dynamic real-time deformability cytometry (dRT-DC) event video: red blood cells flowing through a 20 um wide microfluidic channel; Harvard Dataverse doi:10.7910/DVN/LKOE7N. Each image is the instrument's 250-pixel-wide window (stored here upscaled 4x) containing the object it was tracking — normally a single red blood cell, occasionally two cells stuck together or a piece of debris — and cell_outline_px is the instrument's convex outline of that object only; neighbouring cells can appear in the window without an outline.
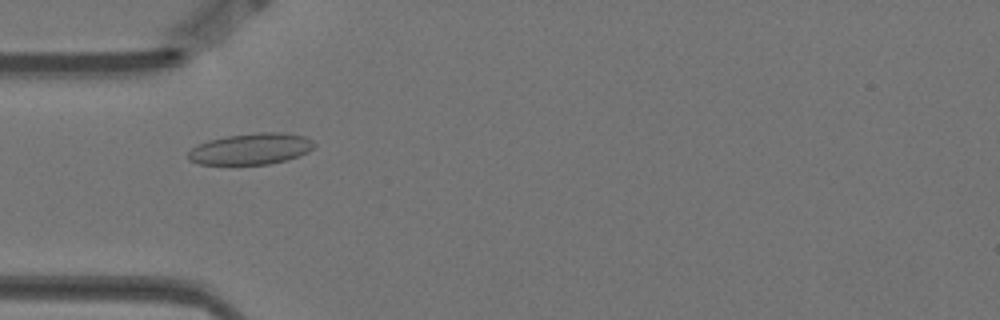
{"species": "Egyptian fruit bat (a non-hibernating species)", "species_latin": "Rousettus aegyptiacus", "temperature_condition": "warm", "stored_images_in_passage": 57, "camera_frame_rate_fps": 3000, "um_per_image_px": 0.085, "animal": {"sex": "female"}, "frame": {"image": 1, "passage_image": 17, "time_ms": 5.333, "image_size_px": [1000, 320], "cell_outline_px": [[316, 144], [308, 152], [288, 160], [268, 164], [200, 164], [188, 160], [188, 152], [192, 148], [208, 140], [228, 136], [260, 132], [284, 132], [304, 136], [312, 140]], "centroid_in_image_um": [21.36, 12.65], "position_along_channel_um": 63.6, "area_um2": 22.89}}
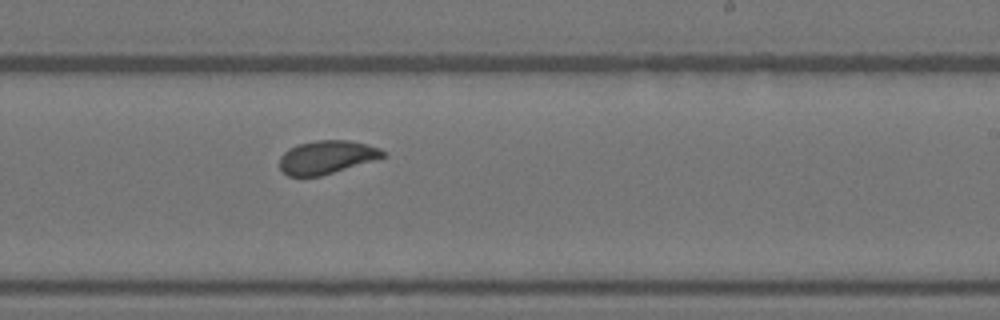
{"frame": {"image": 2, "passage_image": 34, "time_ms": 11.0, "image_size_px": [1000, 320], "cell_outline_px": [[388, 156], [320, 176], [288, 176], [280, 168], [280, 156], [288, 148], [296, 144], [316, 140], [348, 140], [368, 144], [380, 148]], "centroid_in_image_um": [27.77, 13.34], "position_along_channel_um": 261.2, "area_um2": 20.11}}
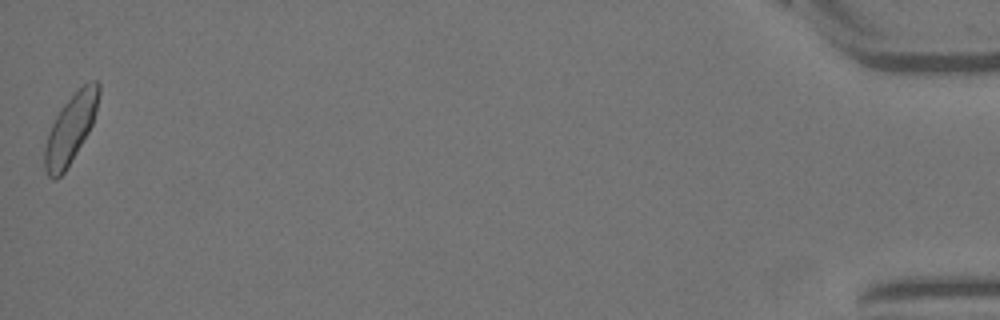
{"frame": {"image": 3, "passage_image": 57, "time_ms": 18.667, "image_size_px": [1000, 320], "cell_outline_px": [[100, 92], [92, 124], [88, 132], [64, 172], [56, 180], [52, 180], [48, 176], [44, 168], [44, 148], [48, 132], [60, 108], [84, 84], [92, 80], [96, 80], [100, 84]], "centroid_in_image_um": [5.97, 10.96], "position_along_channel_um": 429.2, "area_um2": 21.27}, "authors_computed_cell_mechanics": {"area_um2": 20.7502, "velocity_mm_per_s": 3.492, "shape_relaxation_time_tau1_ms": 3.891, "shape_relaxation_time_tau2_ms": 0.9806, "deformation_change_tau1": 0.113, "deformation_change_tau2": 0.0503}}